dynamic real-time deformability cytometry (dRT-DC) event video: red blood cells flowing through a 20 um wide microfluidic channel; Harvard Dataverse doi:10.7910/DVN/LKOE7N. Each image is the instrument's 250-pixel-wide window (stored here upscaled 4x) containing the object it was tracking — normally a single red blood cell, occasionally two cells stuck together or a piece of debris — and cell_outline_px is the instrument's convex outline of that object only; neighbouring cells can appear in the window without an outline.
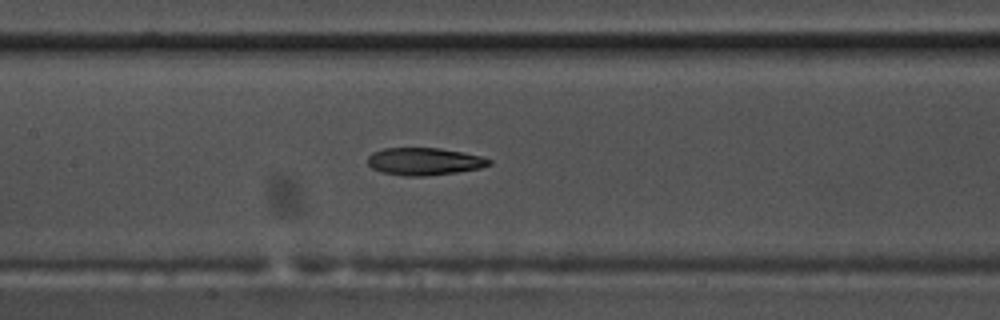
{"species": "common noctule bat (a hibernating species)", "species_latin": "Nyctalus noctula", "temperature_condition": "warm", "stored_images_in_passage": 58, "camera_frame_rate_fps": 3000, "um_per_image_px": 0.085, "animal": {"sex": "male", "body_mass_g": 17.5, "forearm_length_mm": 52.3}, "frame": {"image": 1, "passage_image": 28, "time_ms": 9.0, "image_size_px": [1000, 320], "cell_outline_px": [[492, 164], [480, 168], [456, 172], [424, 176], [404, 176], [380, 172], [372, 168], [368, 164], [368, 156], [372, 152], [384, 148], [440, 148], [480, 156], [492, 160]], "centroid_in_image_um": [36.03, 13.72], "position_along_channel_um": 171.4, "area_um2": 19.36}}
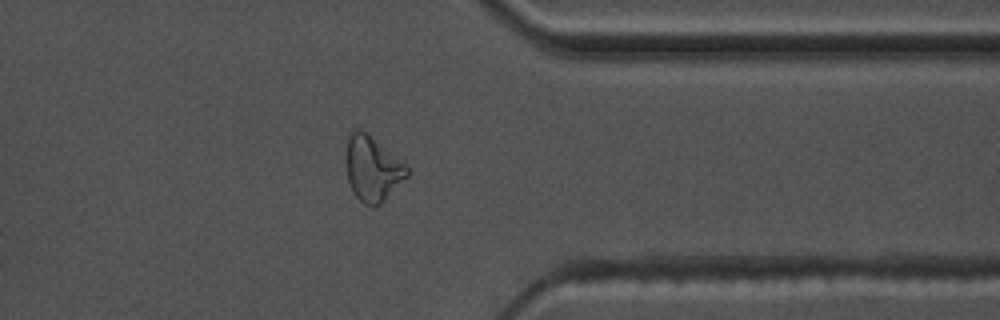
{"frame": {"image": 2, "passage_image": 46, "time_ms": 15.0, "image_size_px": [1000, 320], "cell_outline_px": [[408, 176], [376, 208], [372, 208], [364, 204], [352, 192], [348, 180], [344, 164], [344, 156], [348, 136], [352, 128], [360, 128], [368, 132], [404, 164], [408, 168]], "centroid_in_image_um": [31.59, 14.31], "position_along_channel_um": 379.8, "area_um2": 23.58}}
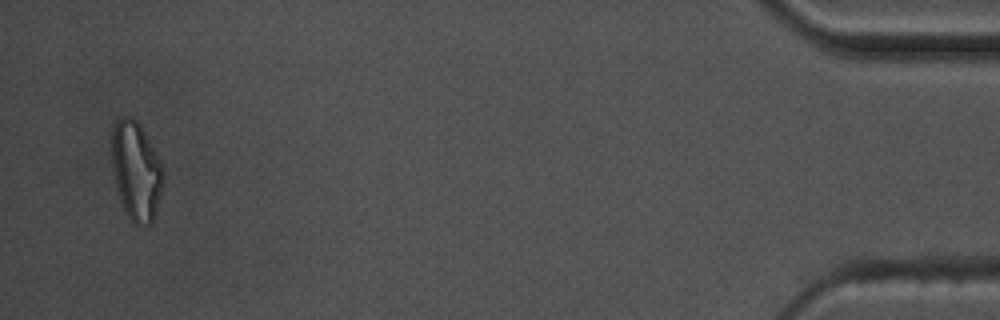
{"frame": {"image": 3, "passage_image": 56, "time_ms": 18.333, "image_size_px": [1000, 320], "cell_outline_px": [[164, 180], [152, 224], [144, 228], [132, 224], [120, 200], [112, 168], [112, 128], [116, 120], [120, 116], [132, 116], [140, 124], [156, 152], [164, 168]], "centroid_in_image_um": [11.58, 14.53], "position_along_channel_um": 423.6, "area_um2": 30.0}, "authors_computed_cell_mechanics": {"area_um2": 20.2878, "velocity_mm_per_s": 3.5964, "shape_relaxation_time_tau1_ms": 10.2357, "shape_relaxation_time_tau2_ms": 3.5326, "deformation_change_tau1": 0.287, "deformation_change_tau2": 0.1212}}